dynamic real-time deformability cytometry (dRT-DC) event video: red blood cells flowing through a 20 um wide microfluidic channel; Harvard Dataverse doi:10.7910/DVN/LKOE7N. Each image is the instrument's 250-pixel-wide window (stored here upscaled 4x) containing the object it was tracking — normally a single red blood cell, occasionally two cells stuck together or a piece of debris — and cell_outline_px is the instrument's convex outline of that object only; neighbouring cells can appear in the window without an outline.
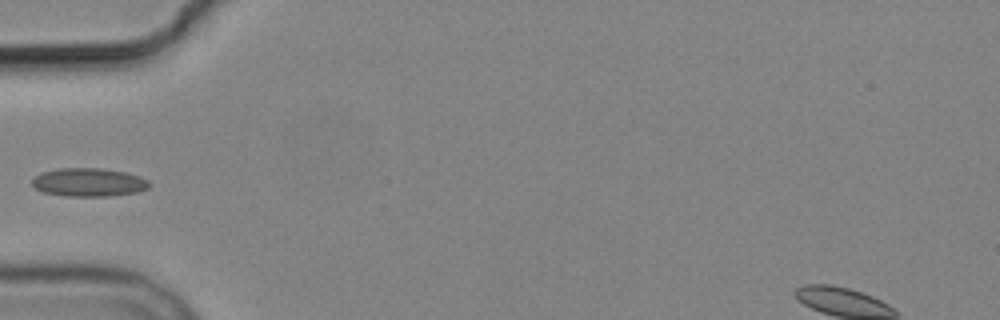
{"species": "common noctule bat (a hibernating species)", "species_latin": "Nyctalus noctula", "temperature_condition": "cold", "stored_images_in_passage": 4, "camera_frame_rate_fps": 3000, "um_per_image_px": 0.085, "animal": {"sex": "male", "body_mass_g": 19.2, "forearm_length_mm": 51.8}, "frame": {"image": 1, "passage_image": 4, "time_ms": 5.333, "image_size_px": [1000, 320], "cell_outline_px": [[152, 184], [148, 188], [136, 192], [108, 196], [64, 196], [44, 192], [36, 188], [32, 184], [32, 180], [40, 172], [60, 168], [100, 168], [124, 172], [140, 176], [148, 180]], "centroid_in_image_um": [7.55, 15.49], "position_along_channel_um": 77.4, "area_um2": 19.36}}